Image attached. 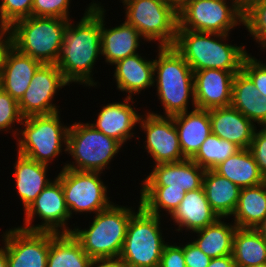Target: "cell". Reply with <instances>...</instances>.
Segmentation results:
<instances>
[{"label":"cell","instance_id":"obj_51","mask_svg":"<svg viewBox=\"0 0 266 267\" xmlns=\"http://www.w3.org/2000/svg\"><path fill=\"white\" fill-rule=\"evenodd\" d=\"M249 0H243V5H245Z\"/></svg>","mask_w":266,"mask_h":267},{"label":"cell","instance_id":"obj_30","mask_svg":"<svg viewBox=\"0 0 266 267\" xmlns=\"http://www.w3.org/2000/svg\"><path fill=\"white\" fill-rule=\"evenodd\" d=\"M91 260L72 233L52 232L47 267H88Z\"/></svg>","mask_w":266,"mask_h":267},{"label":"cell","instance_id":"obj_6","mask_svg":"<svg viewBox=\"0 0 266 267\" xmlns=\"http://www.w3.org/2000/svg\"><path fill=\"white\" fill-rule=\"evenodd\" d=\"M160 217L148 213L141 203L127 225L119 259L126 267H159L167 243L162 238Z\"/></svg>","mask_w":266,"mask_h":267},{"label":"cell","instance_id":"obj_40","mask_svg":"<svg viewBox=\"0 0 266 267\" xmlns=\"http://www.w3.org/2000/svg\"><path fill=\"white\" fill-rule=\"evenodd\" d=\"M249 149L255 158L260 173L266 179V126L258 132L255 129Z\"/></svg>","mask_w":266,"mask_h":267},{"label":"cell","instance_id":"obj_8","mask_svg":"<svg viewBox=\"0 0 266 267\" xmlns=\"http://www.w3.org/2000/svg\"><path fill=\"white\" fill-rule=\"evenodd\" d=\"M68 127L66 151L75 162L67 163L63 168L101 172L123 146L116 139L95 129L90 123L75 122Z\"/></svg>","mask_w":266,"mask_h":267},{"label":"cell","instance_id":"obj_48","mask_svg":"<svg viewBox=\"0 0 266 267\" xmlns=\"http://www.w3.org/2000/svg\"><path fill=\"white\" fill-rule=\"evenodd\" d=\"M171 2H174L177 6H179L184 0H169Z\"/></svg>","mask_w":266,"mask_h":267},{"label":"cell","instance_id":"obj_14","mask_svg":"<svg viewBox=\"0 0 266 267\" xmlns=\"http://www.w3.org/2000/svg\"><path fill=\"white\" fill-rule=\"evenodd\" d=\"M3 235L8 267H47L52 232L18 227Z\"/></svg>","mask_w":266,"mask_h":267},{"label":"cell","instance_id":"obj_15","mask_svg":"<svg viewBox=\"0 0 266 267\" xmlns=\"http://www.w3.org/2000/svg\"><path fill=\"white\" fill-rule=\"evenodd\" d=\"M142 116H146L145 118ZM140 127L146 133L147 152L155 160V165L175 163L185 160L180 148L178 133L173 117L154 112L141 115Z\"/></svg>","mask_w":266,"mask_h":267},{"label":"cell","instance_id":"obj_32","mask_svg":"<svg viewBox=\"0 0 266 267\" xmlns=\"http://www.w3.org/2000/svg\"><path fill=\"white\" fill-rule=\"evenodd\" d=\"M232 256L235 267H251L266 263V242L251 228H237L233 238Z\"/></svg>","mask_w":266,"mask_h":267},{"label":"cell","instance_id":"obj_37","mask_svg":"<svg viewBox=\"0 0 266 267\" xmlns=\"http://www.w3.org/2000/svg\"><path fill=\"white\" fill-rule=\"evenodd\" d=\"M23 116L19 110L18 101L9 93L0 91V131L12 129L14 122L21 124ZM7 129V130H6Z\"/></svg>","mask_w":266,"mask_h":267},{"label":"cell","instance_id":"obj_25","mask_svg":"<svg viewBox=\"0 0 266 267\" xmlns=\"http://www.w3.org/2000/svg\"><path fill=\"white\" fill-rule=\"evenodd\" d=\"M231 107L237 109L253 123L266 126V96L260 95L251 79L241 70L232 82Z\"/></svg>","mask_w":266,"mask_h":267},{"label":"cell","instance_id":"obj_39","mask_svg":"<svg viewBox=\"0 0 266 267\" xmlns=\"http://www.w3.org/2000/svg\"><path fill=\"white\" fill-rule=\"evenodd\" d=\"M242 71L251 79L260 95L266 96V66L248 54L244 58Z\"/></svg>","mask_w":266,"mask_h":267},{"label":"cell","instance_id":"obj_28","mask_svg":"<svg viewBox=\"0 0 266 267\" xmlns=\"http://www.w3.org/2000/svg\"><path fill=\"white\" fill-rule=\"evenodd\" d=\"M213 170L240 188L257 186L266 181L249 148L240 149Z\"/></svg>","mask_w":266,"mask_h":267},{"label":"cell","instance_id":"obj_3","mask_svg":"<svg viewBox=\"0 0 266 267\" xmlns=\"http://www.w3.org/2000/svg\"><path fill=\"white\" fill-rule=\"evenodd\" d=\"M157 48L159 53L156 56L158 59L154 60V83L157 82V95L165 116L172 117L188 111L189 99H192L195 109L194 72L190 65L173 46Z\"/></svg>","mask_w":266,"mask_h":267},{"label":"cell","instance_id":"obj_49","mask_svg":"<svg viewBox=\"0 0 266 267\" xmlns=\"http://www.w3.org/2000/svg\"><path fill=\"white\" fill-rule=\"evenodd\" d=\"M251 267H266V263L262 265H257V266H251Z\"/></svg>","mask_w":266,"mask_h":267},{"label":"cell","instance_id":"obj_18","mask_svg":"<svg viewBox=\"0 0 266 267\" xmlns=\"http://www.w3.org/2000/svg\"><path fill=\"white\" fill-rule=\"evenodd\" d=\"M208 111L212 134L235 143L241 149L250 148L256 129V125L251 120L231 106Z\"/></svg>","mask_w":266,"mask_h":267},{"label":"cell","instance_id":"obj_21","mask_svg":"<svg viewBox=\"0 0 266 267\" xmlns=\"http://www.w3.org/2000/svg\"><path fill=\"white\" fill-rule=\"evenodd\" d=\"M172 117L183 156L192 159L212 133L209 111L195 108L191 112L186 111Z\"/></svg>","mask_w":266,"mask_h":267},{"label":"cell","instance_id":"obj_7","mask_svg":"<svg viewBox=\"0 0 266 267\" xmlns=\"http://www.w3.org/2000/svg\"><path fill=\"white\" fill-rule=\"evenodd\" d=\"M58 114L60 113L24 117L21 125L25 128L20 129V133L18 129L13 131L15 136H22L17 137L18 154L48 165L60 155L63 143L66 152L69 127L63 126Z\"/></svg>","mask_w":266,"mask_h":267},{"label":"cell","instance_id":"obj_45","mask_svg":"<svg viewBox=\"0 0 266 267\" xmlns=\"http://www.w3.org/2000/svg\"><path fill=\"white\" fill-rule=\"evenodd\" d=\"M208 267H235L232 255L211 258Z\"/></svg>","mask_w":266,"mask_h":267},{"label":"cell","instance_id":"obj_19","mask_svg":"<svg viewBox=\"0 0 266 267\" xmlns=\"http://www.w3.org/2000/svg\"><path fill=\"white\" fill-rule=\"evenodd\" d=\"M132 100V98L126 97L124 99L125 102H114L103 106L98 113L96 123L90 124L123 145L129 138L134 136L131 131L139 123L141 117L130 105Z\"/></svg>","mask_w":266,"mask_h":267},{"label":"cell","instance_id":"obj_11","mask_svg":"<svg viewBox=\"0 0 266 267\" xmlns=\"http://www.w3.org/2000/svg\"><path fill=\"white\" fill-rule=\"evenodd\" d=\"M101 173L62 168L55 177L61 182L70 217L73 212L96 214L112 204L107 187L99 177Z\"/></svg>","mask_w":266,"mask_h":267},{"label":"cell","instance_id":"obj_34","mask_svg":"<svg viewBox=\"0 0 266 267\" xmlns=\"http://www.w3.org/2000/svg\"><path fill=\"white\" fill-rule=\"evenodd\" d=\"M240 149L235 143L211 133L192 160L205 170H213Z\"/></svg>","mask_w":266,"mask_h":267},{"label":"cell","instance_id":"obj_23","mask_svg":"<svg viewBox=\"0 0 266 267\" xmlns=\"http://www.w3.org/2000/svg\"><path fill=\"white\" fill-rule=\"evenodd\" d=\"M114 78L117 89L125 93L129 98L132 94H140V91L155 85L154 83V59L153 61L142 58L139 53L115 62Z\"/></svg>","mask_w":266,"mask_h":267},{"label":"cell","instance_id":"obj_26","mask_svg":"<svg viewBox=\"0 0 266 267\" xmlns=\"http://www.w3.org/2000/svg\"><path fill=\"white\" fill-rule=\"evenodd\" d=\"M13 175L16 180L17 193L26 209L51 182L47 175V164L31 160L23 155H17Z\"/></svg>","mask_w":266,"mask_h":267},{"label":"cell","instance_id":"obj_46","mask_svg":"<svg viewBox=\"0 0 266 267\" xmlns=\"http://www.w3.org/2000/svg\"><path fill=\"white\" fill-rule=\"evenodd\" d=\"M255 230L261 235V237L266 242V216L259 223V225L255 228Z\"/></svg>","mask_w":266,"mask_h":267},{"label":"cell","instance_id":"obj_36","mask_svg":"<svg viewBox=\"0 0 266 267\" xmlns=\"http://www.w3.org/2000/svg\"><path fill=\"white\" fill-rule=\"evenodd\" d=\"M33 0H2L0 25L11 26L14 22L32 16Z\"/></svg>","mask_w":266,"mask_h":267},{"label":"cell","instance_id":"obj_4","mask_svg":"<svg viewBox=\"0 0 266 267\" xmlns=\"http://www.w3.org/2000/svg\"><path fill=\"white\" fill-rule=\"evenodd\" d=\"M69 20L30 16L11 26L12 46L42 64H56Z\"/></svg>","mask_w":266,"mask_h":267},{"label":"cell","instance_id":"obj_16","mask_svg":"<svg viewBox=\"0 0 266 267\" xmlns=\"http://www.w3.org/2000/svg\"><path fill=\"white\" fill-rule=\"evenodd\" d=\"M238 72L203 69L194 72V101L196 108L213 109L231 104L232 82Z\"/></svg>","mask_w":266,"mask_h":267},{"label":"cell","instance_id":"obj_43","mask_svg":"<svg viewBox=\"0 0 266 267\" xmlns=\"http://www.w3.org/2000/svg\"><path fill=\"white\" fill-rule=\"evenodd\" d=\"M11 47H12L11 29L9 26L0 25V71L5 62L6 54Z\"/></svg>","mask_w":266,"mask_h":267},{"label":"cell","instance_id":"obj_31","mask_svg":"<svg viewBox=\"0 0 266 267\" xmlns=\"http://www.w3.org/2000/svg\"><path fill=\"white\" fill-rule=\"evenodd\" d=\"M218 218L214 223L194 231L198 238L193 243L210 258L232 255L233 238L237 226Z\"/></svg>","mask_w":266,"mask_h":267},{"label":"cell","instance_id":"obj_20","mask_svg":"<svg viewBox=\"0 0 266 267\" xmlns=\"http://www.w3.org/2000/svg\"><path fill=\"white\" fill-rule=\"evenodd\" d=\"M41 65L40 61L21 53L12 46L6 54L0 71L2 90L19 101Z\"/></svg>","mask_w":266,"mask_h":267},{"label":"cell","instance_id":"obj_27","mask_svg":"<svg viewBox=\"0 0 266 267\" xmlns=\"http://www.w3.org/2000/svg\"><path fill=\"white\" fill-rule=\"evenodd\" d=\"M203 188L218 217L230 218L237 207L241 188L214 170H205Z\"/></svg>","mask_w":266,"mask_h":267},{"label":"cell","instance_id":"obj_1","mask_svg":"<svg viewBox=\"0 0 266 267\" xmlns=\"http://www.w3.org/2000/svg\"><path fill=\"white\" fill-rule=\"evenodd\" d=\"M89 5L76 26L69 20L56 65L69 83L95 87L91 73L101 54V6Z\"/></svg>","mask_w":266,"mask_h":267},{"label":"cell","instance_id":"obj_5","mask_svg":"<svg viewBox=\"0 0 266 267\" xmlns=\"http://www.w3.org/2000/svg\"><path fill=\"white\" fill-rule=\"evenodd\" d=\"M134 213L132 208L112 203L95 214L89 229L74 228L72 234L90 258H119L127 225Z\"/></svg>","mask_w":266,"mask_h":267},{"label":"cell","instance_id":"obj_13","mask_svg":"<svg viewBox=\"0 0 266 267\" xmlns=\"http://www.w3.org/2000/svg\"><path fill=\"white\" fill-rule=\"evenodd\" d=\"M69 84L56 64H42L18 101L21 115L28 117L60 112L58 106L51 102L57 90Z\"/></svg>","mask_w":266,"mask_h":267},{"label":"cell","instance_id":"obj_47","mask_svg":"<svg viewBox=\"0 0 266 267\" xmlns=\"http://www.w3.org/2000/svg\"><path fill=\"white\" fill-rule=\"evenodd\" d=\"M0 267H8L6 252H5V249L2 247H0Z\"/></svg>","mask_w":266,"mask_h":267},{"label":"cell","instance_id":"obj_24","mask_svg":"<svg viewBox=\"0 0 266 267\" xmlns=\"http://www.w3.org/2000/svg\"><path fill=\"white\" fill-rule=\"evenodd\" d=\"M179 229L197 231L214 223L219 217L207 200L203 186L185 193L184 198L175 212L170 216Z\"/></svg>","mask_w":266,"mask_h":267},{"label":"cell","instance_id":"obj_33","mask_svg":"<svg viewBox=\"0 0 266 267\" xmlns=\"http://www.w3.org/2000/svg\"><path fill=\"white\" fill-rule=\"evenodd\" d=\"M141 206L150 214L160 216L161 208L172 215L178 208L186 191L169 188V186H142ZM160 211V212H159Z\"/></svg>","mask_w":266,"mask_h":267},{"label":"cell","instance_id":"obj_2","mask_svg":"<svg viewBox=\"0 0 266 267\" xmlns=\"http://www.w3.org/2000/svg\"><path fill=\"white\" fill-rule=\"evenodd\" d=\"M228 36L177 29L173 47L183 56L193 72L211 68L239 72L248 53L244 45L238 47L223 43Z\"/></svg>","mask_w":266,"mask_h":267},{"label":"cell","instance_id":"obj_44","mask_svg":"<svg viewBox=\"0 0 266 267\" xmlns=\"http://www.w3.org/2000/svg\"><path fill=\"white\" fill-rule=\"evenodd\" d=\"M88 267H126L119 258H93Z\"/></svg>","mask_w":266,"mask_h":267},{"label":"cell","instance_id":"obj_17","mask_svg":"<svg viewBox=\"0 0 266 267\" xmlns=\"http://www.w3.org/2000/svg\"><path fill=\"white\" fill-rule=\"evenodd\" d=\"M205 169L192 159L175 163H162L144 179L143 186H169V188L194 191L203 186Z\"/></svg>","mask_w":266,"mask_h":267},{"label":"cell","instance_id":"obj_42","mask_svg":"<svg viewBox=\"0 0 266 267\" xmlns=\"http://www.w3.org/2000/svg\"><path fill=\"white\" fill-rule=\"evenodd\" d=\"M186 267H208L211 258L206 256L193 242L183 246Z\"/></svg>","mask_w":266,"mask_h":267},{"label":"cell","instance_id":"obj_9","mask_svg":"<svg viewBox=\"0 0 266 267\" xmlns=\"http://www.w3.org/2000/svg\"><path fill=\"white\" fill-rule=\"evenodd\" d=\"M125 21L142 39L159 41V47L174 46L178 28V6L169 0H122Z\"/></svg>","mask_w":266,"mask_h":267},{"label":"cell","instance_id":"obj_38","mask_svg":"<svg viewBox=\"0 0 266 267\" xmlns=\"http://www.w3.org/2000/svg\"><path fill=\"white\" fill-rule=\"evenodd\" d=\"M69 5L70 0H33L32 16L70 20Z\"/></svg>","mask_w":266,"mask_h":267},{"label":"cell","instance_id":"obj_29","mask_svg":"<svg viewBox=\"0 0 266 267\" xmlns=\"http://www.w3.org/2000/svg\"><path fill=\"white\" fill-rule=\"evenodd\" d=\"M237 228L255 229L266 216V181L241 188L237 207L232 214Z\"/></svg>","mask_w":266,"mask_h":267},{"label":"cell","instance_id":"obj_12","mask_svg":"<svg viewBox=\"0 0 266 267\" xmlns=\"http://www.w3.org/2000/svg\"><path fill=\"white\" fill-rule=\"evenodd\" d=\"M24 213L26 215L24 218L25 225L20 226L22 229L54 233H72L73 231L66 226V222L71 217L66 206L61 182L57 178L43 189ZM35 215L42 219L41 225L32 226Z\"/></svg>","mask_w":266,"mask_h":267},{"label":"cell","instance_id":"obj_10","mask_svg":"<svg viewBox=\"0 0 266 267\" xmlns=\"http://www.w3.org/2000/svg\"><path fill=\"white\" fill-rule=\"evenodd\" d=\"M231 1V0H230ZM184 0L178 6V28L198 32L228 34L243 24L244 5L232 0Z\"/></svg>","mask_w":266,"mask_h":267},{"label":"cell","instance_id":"obj_41","mask_svg":"<svg viewBox=\"0 0 266 267\" xmlns=\"http://www.w3.org/2000/svg\"><path fill=\"white\" fill-rule=\"evenodd\" d=\"M159 267H186L183 247L166 244L161 255Z\"/></svg>","mask_w":266,"mask_h":267},{"label":"cell","instance_id":"obj_50","mask_svg":"<svg viewBox=\"0 0 266 267\" xmlns=\"http://www.w3.org/2000/svg\"><path fill=\"white\" fill-rule=\"evenodd\" d=\"M2 90V82H1V78H0V91Z\"/></svg>","mask_w":266,"mask_h":267},{"label":"cell","instance_id":"obj_22","mask_svg":"<svg viewBox=\"0 0 266 267\" xmlns=\"http://www.w3.org/2000/svg\"><path fill=\"white\" fill-rule=\"evenodd\" d=\"M104 8L101 6V55L113 65L115 62L137 54L139 31L126 21L117 27L105 28Z\"/></svg>","mask_w":266,"mask_h":267},{"label":"cell","instance_id":"obj_35","mask_svg":"<svg viewBox=\"0 0 266 267\" xmlns=\"http://www.w3.org/2000/svg\"><path fill=\"white\" fill-rule=\"evenodd\" d=\"M243 25L259 45L266 48V0H249L244 5Z\"/></svg>","mask_w":266,"mask_h":267}]
</instances>
